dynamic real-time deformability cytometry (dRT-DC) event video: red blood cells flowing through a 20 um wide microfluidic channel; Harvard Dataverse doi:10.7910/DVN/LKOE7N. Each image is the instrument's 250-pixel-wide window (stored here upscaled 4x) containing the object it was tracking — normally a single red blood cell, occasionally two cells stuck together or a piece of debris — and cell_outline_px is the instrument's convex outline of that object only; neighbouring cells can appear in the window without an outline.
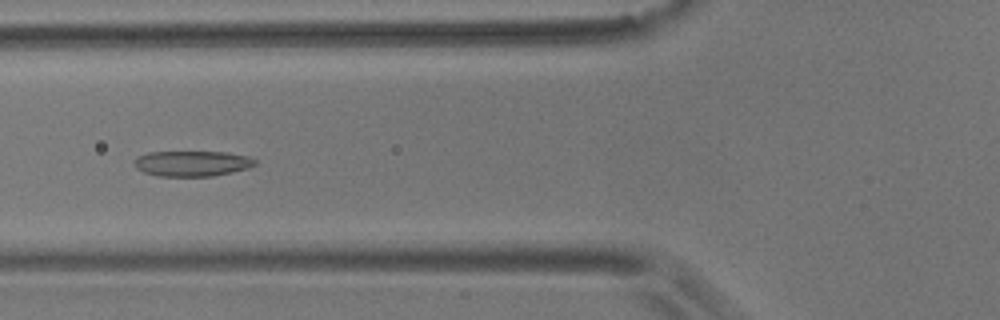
{"species": "common noctule bat (a hibernating species)", "species_latin": "Nyctalus noctula", "temperature_condition": "room temperature", "stored_images_in_passage": 49, "camera_frame_rate_fps": 3000, "um_per_image_px": 0.085, "animal": {"sex": "male", "body_mass_g": 17.9}, "frame": {"image": 1, "passage_image": 14, "time_ms": 4.333, "image_size_px": [1000, 320], "cell_outline_px": [[256, 164], [248, 168], [232, 172], [212, 176], [160, 176], [144, 172], [136, 168], [132, 164], [132, 160], [136, 156], [148, 152], [224, 152], [248, 156], [256, 160]], "centroid_in_image_um": [16.28, 13.89], "position_along_channel_um": 109.5, "area_um2": 18.03}}
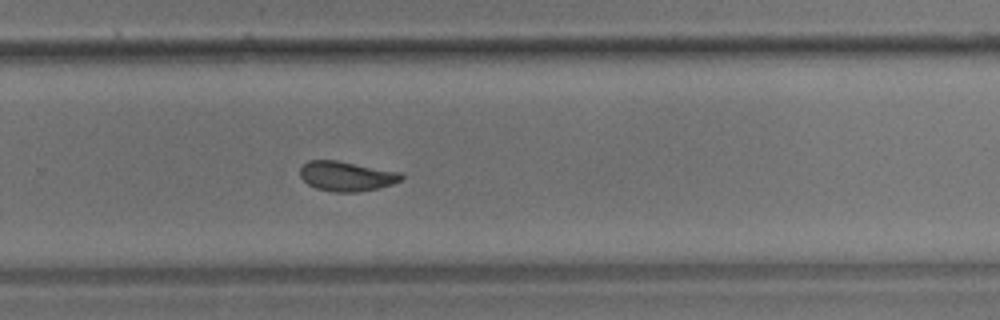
{"frame": {"image": 2, "passage_image": 30, "time_ms": 9.667, "image_size_px": [1000, 320], "cell_outline_px": [[404, 176], [400, 180], [392, 184], [380, 188], [360, 192], [332, 192], [316, 188], [308, 184], [300, 176], [300, 168], [308, 160], [336, 160], [400, 172]], "centroid_in_image_um": [29.45, 14.98], "position_along_channel_um": 300.4, "area_um2": 17.57}}
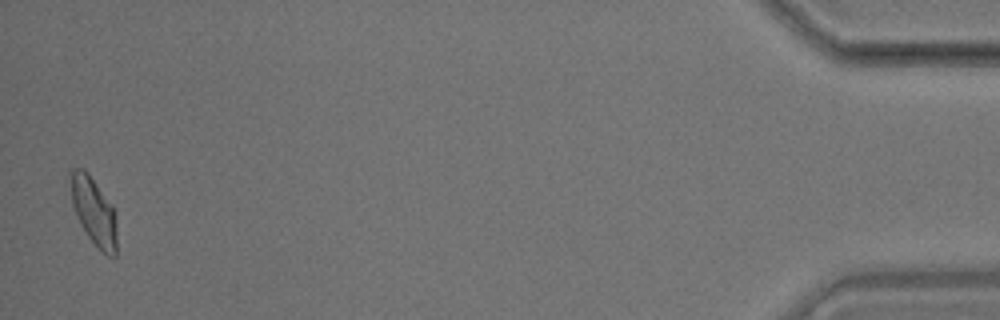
{"frame": {"image": 3, "passage_image": 48, "time_ms": 15.667, "image_size_px": [1000, 320], "cell_outline_px": [[116, 256], [108, 256], [100, 252], [88, 236], [80, 224], [76, 216], [72, 204], [68, 172], [68, 168], [84, 168], [88, 172], [112, 204], [116, 220]], "centroid_in_image_um": [7.94, 17.92], "position_along_channel_um": 427.3, "area_um2": 18.73}, "authors_computed_cell_mechanics": {"area_um2": 18.0336, "velocity_mm_per_s": 3.5857, "shape_relaxation_time_tau1_ms": null, "shape_relaxation_time_tau2_ms": 2.7141, "deformation_change_tau1": null, "deformation_change_tau2": 0.089}}